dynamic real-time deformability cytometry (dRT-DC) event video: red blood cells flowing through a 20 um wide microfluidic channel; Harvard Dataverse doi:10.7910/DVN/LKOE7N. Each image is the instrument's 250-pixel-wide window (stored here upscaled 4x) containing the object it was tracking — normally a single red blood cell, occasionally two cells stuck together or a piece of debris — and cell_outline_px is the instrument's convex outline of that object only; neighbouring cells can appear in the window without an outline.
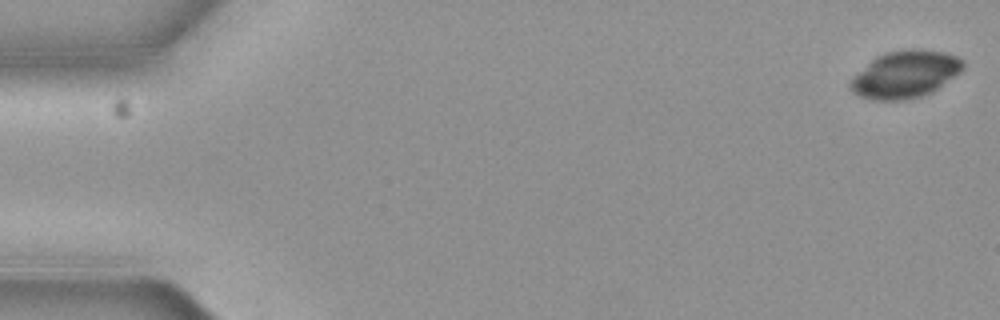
{"species": "common noctule bat (a hibernating species)", "species_latin": "Nyctalus noctula", "temperature_condition": "cold", "stored_images_in_passage": 5, "camera_frame_rate_fps": 3000, "um_per_image_px": 0.085, "animal": {"sex": "female", "body_mass_g": 19.3, "forearm_length_mm": 54.1}, "frame": {"image": 1, "passage_image": 1, "time_ms": 0.0, "image_size_px": [1000, 320], "cell_outline_px": [[964, 68], [960, 72], [932, 92], [920, 96], [904, 100], [872, 100], [860, 96], [852, 92], [848, 88], [848, 84], [852, 76], [876, 56], [884, 52], [908, 48], [920, 48], [944, 52], [956, 56], [964, 60]], "centroid_in_image_um": [76.91, 6.3], "position_along_channel_um": 8.1, "area_um2": 31.33}}